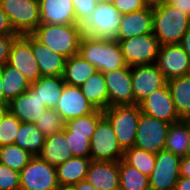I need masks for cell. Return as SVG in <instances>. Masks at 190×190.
Returning a JSON list of instances; mask_svg holds the SVG:
<instances>
[{
  "mask_svg": "<svg viewBox=\"0 0 190 190\" xmlns=\"http://www.w3.org/2000/svg\"><path fill=\"white\" fill-rule=\"evenodd\" d=\"M35 126L41 130V132L48 136L58 131H62L65 126L61 115L54 109H45L41 117L36 120Z\"/></svg>",
  "mask_w": 190,
  "mask_h": 190,
  "instance_id": "cell-36",
  "label": "cell"
},
{
  "mask_svg": "<svg viewBox=\"0 0 190 190\" xmlns=\"http://www.w3.org/2000/svg\"><path fill=\"white\" fill-rule=\"evenodd\" d=\"M18 35L31 34L40 24L39 0H0Z\"/></svg>",
  "mask_w": 190,
  "mask_h": 190,
  "instance_id": "cell-6",
  "label": "cell"
},
{
  "mask_svg": "<svg viewBox=\"0 0 190 190\" xmlns=\"http://www.w3.org/2000/svg\"><path fill=\"white\" fill-rule=\"evenodd\" d=\"M117 41L127 66L153 64L156 62L160 44L153 33Z\"/></svg>",
  "mask_w": 190,
  "mask_h": 190,
  "instance_id": "cell-8",
  "label": "cell"
},
{
  "mask_svg": "<svg viewBox=\"0 0 190 190\" xmlns=\"http://www.w3.org/2000/svg\"><path fill=\"white\" fill-rule=\"evenodd\" d=\"M103 74L108 90V107L135 104L130 66Z\"/></svg>",
  "mask_w": 190,
  "mask_h": 190,
  "instance_id": "cell-15",
  "label": "cell"
},
{
  "mask_svg": "<svg viewBox=\"0 0 190 190\" xmlns=\"http://www.w3.org/2000/svg\"><path fill=\"white\" fill-rule=\"evenodd\" d=\"M167 86L178 116H190V74L168 80Z\"/></svg>",
  "mask_w": 190,
  "mask_h": 190,
  "instance_id": "cell-30",
  "label": "cell"
},
{
  "mask_svg": "<svg viewBox=\"0 0 190 190\" xmlns=\"http://www.w3.org/2000/svg\"><path fill=\"white\" fill-rule=\"evenodd\" d=\"M153 33V7L122 14L115 40H124L142 34Z\"/></svg>",
  "mask_w": 190,
  "mask_h": 190,
  "instance_id": "cell-18",
  "label": "cell"
},
{
  "mask_svg": "<svg viewBox=\"0 0 190 190\" xmlns=\"http://www.w3.org/2000/svg\"><path fill=\"white\" fill-rule=\"evenodd\" d=\"M8 111V102L0 101V121Z\"/></svg>",
  "mask_w": 190,
  "mask_h": 190,
  "instance_id": "cell-49",
  "label": "cell"
},
{
  "mask_svg": "<svg viewBox=\"0 0 190 190\" xmlns=\"http://www.w3.org/2000/svg\"><path fill=\"white\" fill-rule=\"evenodd\" d=\"M81 92L87 100L98 110L108 108V90L104 74L97 71L92 74L81 86Z\"/></svg>",
  "mask_w": 190,
  "mask_h": 190,
  "instance_id": "cell-26",
  "label": "cell"
},
{
  "mask_svg": "<svg viewBox=\"0 0 190 190\" xmlns=\"http://www.w3.org/2000/svg\"><path fill=\"white\" fill-rule=\"evenodd\" d=\"M123 155L124 150L119 145L110 122L103 117L90 140V158L95 161H119Z\"/></svg>",
  "mask_w": 190,
  "mask_h": 190,
  "instance_id": "cell-9",
  "label": "cell"
},
{
  "mask_svg": "<svg viewBox=\"0 0 190 190\" xmlns=\"http://www.w3.org/2000/svg\"><path fill=\"white\" fill-rule=\"evenodd\" d=\"M18 35H0V67L8 62L12 42Z\"/></svg>",
  "mask_w": 190,
  "mask_h": 190,
  "instance_id": "cell-42",
  "label": "cell"
},
{
  "mask_svg": "<svg viewBox=\"0 0 190 190\" xmlns=\"http://www.w3.org/2000/svg\"><path fill=\"white\" fill-rule=\"evenodd\" d=\"M37 156L55 167L72 158L64 129L46 136V141Z\"/></svg>",
  "mask_w": 190,
  "mask_h": 190,
  "instance_id": "cell-23",
  "label": "cell"
},
{
  "mask_svg": "<svg viewBox=\"0 0 190 190\" xmlns=\"http://www.w3.org/2000/svg\"><path fill=\"white\" fill-rule=\"evenodd\" d=\"M4 102H10L31 86L25 76L8 63L1 67Z\"/></svg>",
  "mask_w": 190,
  "mask_h": 190,
  "instance_id": "cell-28",
  "label": "cell"
},
{
  "mask_svg": "<svg viewBox=\"0 0 190 190\" xmlns=\"http://www.w3.org/2000/svg\"><path fill=\"white\" fill-rule=\"evenodd\" d=\"M21 121L9 111L0 121V146L14 144Z\"/></svg>",
  "mask_w": 190,
  "mask_h": 190,
  "instance_id": "cell-37",
  "label": "cell"
},
{
  "mask_svg": "<svg viewBox=\"0 0 190 190\" xmlns=\"http://www.w3.org/2000/svg\"><path fill=\"white\" fill-rule=\"evenodd\" d=\"M180 45L184 48V51L186 52L190 61V28L183 35Z\"/></svg>",
  "mask_w": 190,
  "mask_h": 190,
  "instance_id": "cell-46",
  "label": "cell"
},
{
  "mask_svg": "<svg viewBox=\"0 0 190 190\" xmlns=\"http://www.w3.org/2000/svg\"><path fill=\"white\" fill-rule=\"evenodd\" d=\"M171 124L141 112L134 146L147 152L158 153L165 148L167 131Z\"/></svg>",
  "mask_w": 190,
  "mask_h": 190,
  "instance_id": "cell-10",
  "label": "cell"
},
{
  "mask_svg": "<svg viewBox=\"0 0 190 190\" xmlns=\"http://www.w3.org/2000/svg\"><path fill=\"white\" fill-rule=\"evenodd\" d=\"M9 112L24 123H35L47 109L31 86L8 103Z\"/></svg>",
  "mask_w": 190,
  "mask_h": 190,
  "instance_id": "cell-19",
  "label": "cell"
},
{
  "mask_svg": "<svg viewBox=\"0 0 190 190\" xmlns=\"http://www.w3.org/2000/svg\"><path fill=\"white\" fill-rule=\"evenodd\" d=\"M96 4H102V3H105V2H108L110 0H94Z\"/></svg>",
  "mask_w": 190,
  "mask_h": 190,
  "instance_id": "cell-54",
  "label": "cell"
},
{
  "mask_svg": "<svg viewBox=\"0 0 190 190\" xmlns=\"http://www.w3.org/2000/svg\"><path fill=\"white\" fill-rule=\"evenodd\" d=\"M180 160L165 149L156 153L154 170L149 176L150 190H174L180 177Z\"/></svg>",
  "mask_w": 190,
  "mask_h": 190,
  "instance_id": "cell-11",
  "label": "cell"
},
{
  "mask_svg": "<svg viewBox=\"0 0 190 190\" xmlns=\"http://www.w3.org/2000/svg\"><path fill=\"white\" fill-rule=\"evenodd\" d=\"M156 154L135 146L124 150L123 160L137 168L141 173L150 176L154 170Z\"/></svg>",
  "mask_w": 190,
  "mask_h": 190,
  "instance_id": "cell-33",
  "label": "cell"
},
{
  "mask_svg": "<svg viewBox=\"0 0 190 190\" xmlns=\"http://www.w3.org/2000/svg\"><path fill=\"white\" fill-rule=\"evenodd\" d=\"M86 179L96 190H119V161L92 160Z\"/></svg>",
  "mask_w": 190,
  "mask_h": 190,
  "instance_id": "cell-20",
  "label": "cell"
},
{
  "mask_svg": "<svg viewBox=\"0 0 190 190\" xmlns=\"http://www.w3.org/2000/svg\"><path fill=\"white\" fill-rule=\"evenodd\" d=\"M122 14L111 1L97 4L94 11L81 24L83 35L96 38L115 39Z\"/></svg>",
  "mask_w": 190,
  "mask_h": 190,
  "instance_id": "cell-5",
  "label": "cell"
},
{
  "mask_svg": "<svg viewBox=\"0 0 190 190\" xmlns=\"http://www.w3.org/2000/svg\"><path fill=\"white\" fill-rule=\"evenodd\" d=\"M164 149L180 158L189 155L190 133L183 120L169 126Z\"/></svg>",
  "mask_w": 190,
  "mask_h": 190,
  "instance_id": "cell-29",
  "label": "cell"
},
{
  "mask_svg": "<svg viewBox=\"0 0 190 190\" xmlns=\"http://www.w3.org/2000/svg\"><path fill=\"white\" fill-rule=\"evenodd\" d=\"M131 79L135 104L167 84L155 63L131 66Z\"/></svg>",
  "mask_w": 190,
  "mask_h": 190,
  "instance_id": "cell-13",
  "label": "cell"
},
{
  "mask_svg": "<svg viewBox=\"0 0 190 190\" xmlns=\"http://www.w3.org/2000/svg\"><path fill=\"white\" fill-rule=\"evenodd\" d=\"M76 21L82 24L96 8L94 0H72Z\"/></svg>",
  "mask_w": 190,
  "mask_h": 190,
  "instance_id": "cell-40",
  "label": "cell"
},
{
  "mask_svg": "<svg viewBox=\"0 0 190 190\" xmlns=\"http://www.w3.org/2000/svg\"><path fill=\"white\" fill-rule=\"evenodd\" d=\"M54 110L66 122L93 113L96 109L83 95L80 87L64 84L62 95Z\"/></svg>",
  "mask_w": 190,
  "mask_h": 190,
  "instance_id": "cell-17",
  "label": "cell"
},
{
  "mask_svg": "<svg viewBox=\"0 0 190 190\" xmlns=\"http://www.w3.org/2000/svg\"><path fill=\"white\" fill-rule=\"evenodd\" d=\"M63 76H41L31 87L37 91L38 98L46 108L55 109L63 92Z\"/></svg>",
  "mask_w": 190,
  "mask_h": 190,
  "instance_id": "cell-24",
  "label": "cell"
},
{
  "mask_svg": "<svg viewBox=\"0 0 190 190\" xmlns=\"http://www.w3.org/2000/svg\"><path fill=\"white\" fill-rule=\"evenodd\" d=\"M2 74H1V67H0V101H4V96H3V89H2Z\"/></svg>",
  "mask_w": 190,
  "mask_h": 190,
  "instance_id": "cell-52",
  "label": "cell"
},
{
  "mask_svg": "<svg viewBox=\"0 0 190 190\" xmlns=\"http://www.w3.org/2000/svg\"><path fill=\"white\" fill-rule=\"evenodd\" d=\"M180 177L190 178V156L187 155L180 160Z\"/></svg>",
  "mask_w": 190,
  "mask_h": 190,
  "instance_id": "cell-45",
  "label": "cell"
},
{
  "mask_svg": "<svg viewBox=\"0 0 190 190\" xmlns=\"http://www.w3.org/2000/svg\"><path fill=\"white\" fill-rule=\"evenodd\" d=\"M57 190H77L74 185H62Z\"/></svg>",
  "mask_w": 190,
  "mask_h": 190,
  "instance_id": "cell-51",
  "label": "cell"
},
{
  "mask_svg": "<svg viewBox=\"0 0 190 190\" xmlns=\"http://www.w3.org/2000/svg\"><path fill=\"white\" fill-rule=\"evenodd\" d=\"M103 115L110 122L121 148L133 147L141 115L139 104L111 106L103 111Z\"/></svg>",
  "mask_w": 190,
  "mask_h": 190,
  "instance_id": "cell-4",
  "label": "cell"
},
{
  "mask_svg": "<svg viewBox=\"0 0 190 190\" xmlns=\"http://www.w3.org/2000/svg\"><path fill=\"white\" fill-rule=\"evenodd\" d=\"M98 70L79 54L66 59L63 79L65 84L80 87L92 74Z\"/></svg>",
  "mask_w": 190,
  "mask_h": 190,
  "instance_id": "cell-27",
  "label": "cell"
},
{
  "mask_svg": "<svg viewBox=\"0 0 190 190\" xmlns=\"http://www.w3.org/2000/svg\"><path fill=\"white\" fill-rule=\"evenodd\" d=\"M32 157V154L15 144L0 146V163L18 172L29 163Z\"/></svg>",
  "mask_w": 190,
  "mask_h": 190,
  "instance_id": "cell-34",
  "label": "cell"
},
{
  "mask_svg": "<svg viewBox=\"0 0 190 190\" xmlns=\"http://www.w3.org/2000/svg\"><path fill=\"white\" fill-rule=\"evenodd\" d=\"M119 190H150L149 177L119 160Z\"/></svg>",
  "mask_w": 190,
  "mask_h": 190,
  "instance_id": "cell-32",
  "label": "cell"
},
{
  "mask_svg": "<svg viewBox=\"0 0 190 190\" xmlns=\"http://www.w3.org/2000/svg\"><path fill=\"white\" fill-rule=\"evenodd\" d=\"M182 120L185 122L186 126L188 127L189 133H190V116H187Z\"/></svg>",
  "mask_w": 190,
  "mask_h": 190,
  "instance_id": "cell-53",
  "label": "cell"
},
{
  "mask_svg": "<svg viewBox=\"0 0 190 190\" xmlns=\"http://www.w3.org/2000/svg\"><path fill=\"white\" fill-rule=\"evenodd\" d=\"M104 117L103 111L96 109L86 116L77 117L65 122V127L73 134L89 135L91 140L98 122Z\"/></svg>",
  "mask_w": 190,
  "mask_h": 190,
  "instance_id": "cell-35",
  "label": "cell"
},
{
  "mask_svg": "<svg viewBox=\"0 0 190 190\" xmlns=\"http://www.w3.org/2000/svg\"><path fill=\"white\" fill-rule=\"evenodd\" d=\"M78 54L102 73L127 66L120 45L115 39L83 35L80 40Z\"/></svg>",
  "mask_w": 190,
  "mask_h": 190,
  "instance_id": "cell-1",
  "label": "cell"
},
{
  "mask_svg": "<svg viewBox=\"0 0 190 190\" xmlns=\"http://www.w3.org/2000/svg\"><path fill=\"white\" fill-rule=\"evenodd\" d=\"M64 134L67 138L73 157L90 158L89 135L73 134L64 126Z\"/></svg>",
  "mask_w": 190,
  "mask_h": 190,
  "instance_id": "cell-38",
  "label": "cell"
},
{
  "mask_svg": "<svg viewBox=\"0 0 190 190\" xmlns=\"http://www.w3.org/2000/svg\"><path fill=\"white\" fill-rule=\"evenodd\" d=\"M139 106L142 113L170 124L182 120L178 116L167 84L145 97Z\"/></svg>",
  "mask_w": 190,
  "mask_h": 190,
  "instance_id": "cell-16",
  "label": "cell"
},
{
  "mask_svg": "<svg viewBox=\"0 0 190 190\" xmlns=\"http://www.w3.org/2000/svg\"><path fill=\"white\" fill-rule=\"evenodd\" d=\"M45 141L46 135L35 126V123L21 122L14 144L28 151L33 156H37Z\"/></svg>",
  "mask_w": 190,
  "mask_h": 190,
  "instance_id": "cell-31",
  "label": "cell"
},
{
  "mask_svg": "<svg viewBox=\"0 0 190 190\" xmlns=\"http://www.w3.org/2000/svg\"><path fill=\"white\" fill-rule=\"evenodd\" d=\"M165 3L179 9L190 17V0H165Z\"/></svg>",
  "mask_w": 190,
  "mask_h": 190,
  "instance_id": "cell-44",
  "label": "cell"
},
{
  "mask_svg": "<svg viewBox=\"0 0 190 190\" xmlns=\"http://www.w3.org/2000/svg\"><path fill=\"white\" fill-rule=\"evenodd\" d=\"M31 34L43 45L66 59L78 54L83 36L81 24L41 23Z\"/></svg>",
  "mask_w": 190,
  "mask_h": 190,
  "instance_id": "cell-2",
  "label": "cell"
},
{
  "mask_svg": "<svg viewBox=\"0 0 190 190\" xmlns=\"http://www.w3.org/2000/svg\"><path fill=\"white\" fill-rule=\"evenodd\" d=\"M32 52L41 76H63L66 58L43 45L33 35Z\"/></svg>",
  "mask_w": 190,
  "mask_h": 190,
  "instance_id": "cell-22",
  "label": "cell"
},
{
  "mask_svg": "<svg viewBox=\"0 0 190 190\" xmlns=\"http://www.w3.org/2000/svg\"><path fill=\"white\" fill-rule=\"evenodd\" d=\"M40 22L47 24H79L72 0H39Z\"/></svg>",
  "mask_w": 190,
  "mask_h": 190,
  "instance_id": "cell-21",
  "label": "cell"
},
{
  "mask_svg": "<svg viewBox=\"0 0 190 190\" xmlns=\"http://www.w3.org/2000/svg\"><path fill=\"white\" fill-rule=\"evenodd\" d=\"M92 159L72 157L56 167L59 186L74 185L86 179Z\"/></svg>",
  "mask_w": 190,
  "mask_h": 190,
  "instance_id": "cell-25",
  "label": "cell"
},
{
  "mask_svg": "<svg viewBox=\"0 0 190 190\" xmlns=\"http://www.w3.org/2000/svg\"><path fill=\"white\" fill-rule=\"evenodd\" d=\"M190 28V17L165 2L153 7V34L160 46L180 44Z\"/></svg>",
  "mask_w": 190,
  "mask_h": 190,
  "instance_id": "cell-3",
  "label": "cell"
},
{
  "mask_svg": "<svg viewBox=\"0 0 190 190\" xmlns=\"http://www.w3.org/2000/svg\"><path fill=\"white\" fill-rule=\"evenodd\" d=\"M20 189V172L0 163V190Z\"/></svg>",
  "mask_w": 190,
  "mask_h": 190,
  "instance_id": "cell-39",
  "label": "cell"
},
{
  "mask_svg": "<svg viewBox=\"0 0 190 190\" xmlns=\"http://www.w3.org/2000/svg\"><path fill=\"white\" fill-rule=\"evenodd\" d=\"M113 6L121 13L127 14L146 8L143 0H110Z\"/></svg>",
  "mask_w": 190,
  "mask_h": 190,
  "instance_id": "cell-41",
  "label": "cell"
},
{
  "mask_svg": "<svg viewBox=\"0 0 190 190\" xmlns=\"http://www.w3.org/2000/svg\"><path fill=\"white\" fill-rule=\"evenodd\" d=\"M146 6L155 7L165 2V0H143Z\"/></svg>",
  "mask_w": 190,
  "mask_h": 190,
  "instance_id": "cell-50",
  "label": "cell"
},
{
  "mask_svg": "<svg viewBox=\"0 0 190 190\" xmlns=\"http://www.w3.org/2000/svg\"><path fill=\"white\" fill-rule=\"evenodd\" d=\"M174 190H190V178L179 177Z\"/></svg>",
  "mask_w": 190,
  "mask_h": 190,
  "instance_id": "cell-47",
  "label": "cell"
},
{
  "mask_svg": "<svg viewBox=\"0 0 190 190\" xmlns=\"http://www.w3.org/2000/svg\"><path fill=\"white\" fill-rule=\"evenodd\" d=\"M155 64L167 81L190 74V61L180 44L160 46Z\"/></svg>",
  "mask_w": 190,
  "mask_h": 190,
  "instance_id": "cell-14",
  "label": "cell"
},
{
  "mask_svg": "<svg viewBox=\"0 0 190 190\" xmlns=\"http://www.w3.org/2000/svg\"><path fill=\"white\" fill-rule=\"evenodd\" d=\"M0 35H18L11 26L7 14L0 5Z\"/></svg>",
  "mask_w": 190,
  "mask_h": 190,
  "instance_id": "cell-43",
  "label": "cell"
},
{
  "mask_svg": "<svg viewBox=\"0 0 190 190\" xmlns=\"http://www.w3.org/2000/svg\"><path fill=\"white\" fill-rule=\"evenodd\" d=\"M56 167L33 156L29 163L20 171L21 190H57Z\"/></svg>",
  "mask_w": 190,
  "mask_h": 190,
  "instance_id": "cell-7",
  "label": "cell"
},
{
  "mask_svg": "<svg viewBox=\"0 0 190 190\" xmlns=\"http://www.w3.org/2000/svg\"><path fill=\"white\" fill-rule=\"evenodd\" d=\"M77 190H96L88 181L84 179L77 184H74Z\"/></svg>",
  "mask_w": 190,
  "mask_h": 190,
  "instance_id": "cell-48",
  "label": "cell"
},
{
  "mask_svg": "<svg viewBox=\"0 0 190 190\" xmlns=\"http://www.w3.org/2000/svg\"><path fill=\"white\" fill-rule=\"evenodd\" d=\"M18 69L31 83L41 77L32 52V34L18 35L12 42L7 62Z\"/></svg>",
  "mask_w": 190,
  "mask_h": 190,
  "instance_id": "cell-12",
  "label": "cell"
}]
</instances>
